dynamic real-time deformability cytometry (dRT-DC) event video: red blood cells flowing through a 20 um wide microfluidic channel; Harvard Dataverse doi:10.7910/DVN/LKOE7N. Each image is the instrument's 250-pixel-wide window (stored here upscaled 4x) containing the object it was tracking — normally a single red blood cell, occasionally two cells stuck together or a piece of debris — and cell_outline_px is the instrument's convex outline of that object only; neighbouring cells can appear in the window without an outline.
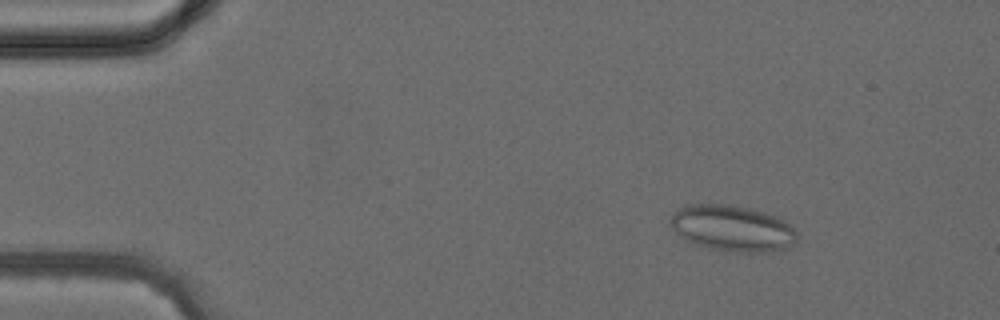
{"species": "common noctule bat (a hibernating species)", "species_latin": "Nyctalus noctula", "temperature_condition": "cold", "stored_images_in_passage": 41, "camera_frame_rate_fps": 3000, "um_per_image_px": 0.085, "animal": {"sex": "female", "body_mass_g": 24.6, "forearm_length_mm": 56.2}, "frame": {"image": 1, "passage_image": 6, "time_ms": 1.667, "image_size_px": [1000, 320], "cell_outline_px": [[796, 240], [784, 252], [740, 252], [712, 248], [696, 244], [680, 236], [668, 224], [668, 220], [684, 204], [728, 204], [752, 208], [776, 216], [784, 220], [796, 228]], "centroid_in_image_um": [62.29, 19.4], "position_along_channel_um": 22.7, "area_um2": 34.28}}
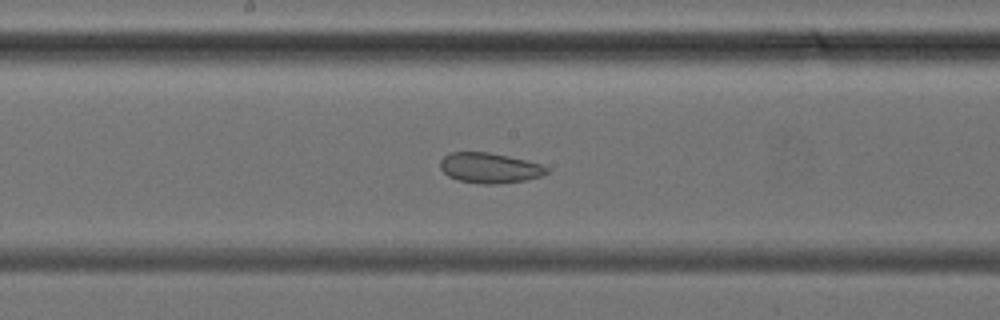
{"frame": {"image": 2, "passage_image": 22, "time_ms": 7.0, "image_size_px": [1000, 320], "cell_outline_px": [[548, 172], [544, 176], [524, 180], [496, 184], [484, 184], [460, 180], [448, 176], [440, 168], [440, 160], [444, 156], [452, 152], [488, 152], [508, 156], [540, 164], [548, 168]], "centroid_in_image_um": [41.61, 14.27], "position_along_channel_um": 206.6, "area_um2": 18.61}}
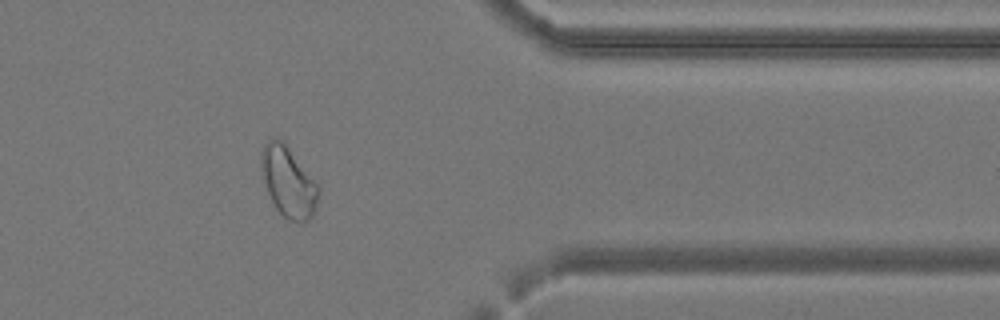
{"frame": {"image": 3, "passage_image": 34, "time_ms": 11.0, "image_size_px": [1000, 320], "cell_outline_px": [[320, 192], [312, 216], [304, 224], [300, 224], [288, 220], [276, 208], [268, 192], [260, 168], [260, 152], [264, 144], [268, 140], [276, 136], [284, 140], [320, 188]], "centroid_in_image_um": [24.5, 15.43], "position_along_channel_um": 386.9, "area_um2": 23.76}}